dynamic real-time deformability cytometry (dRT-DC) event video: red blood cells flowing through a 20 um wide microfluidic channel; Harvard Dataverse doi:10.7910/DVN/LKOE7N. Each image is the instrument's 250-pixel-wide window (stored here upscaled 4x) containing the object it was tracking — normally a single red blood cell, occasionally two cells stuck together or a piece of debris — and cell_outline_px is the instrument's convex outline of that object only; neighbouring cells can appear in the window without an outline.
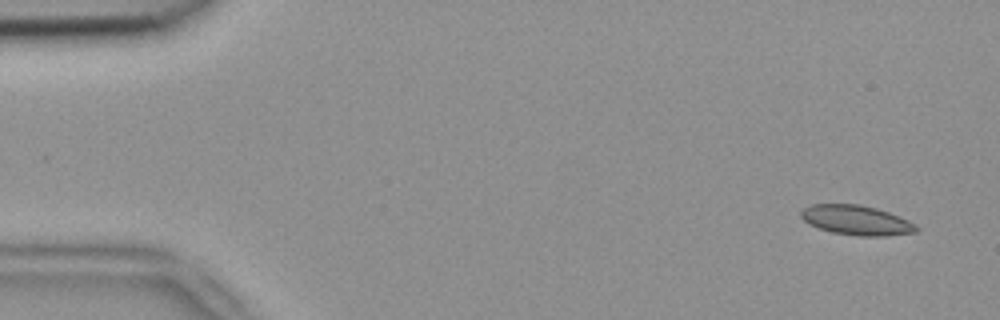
{"species": "common noctule bat (a hibernating species)", "species_latin": "Nyctalus noctula", "temperature_condition": "room temperature", "stored_images_in_passage": 4, "camera_frame_rate_fps": 3000, "um_per_image_px": 0.085, "animal": {"sex": "female", "body_mass_g": 18.4}, "frame": {"image": 1, "passage_image": 1, "time_ms": 0.0, "image_size_px": [1000, 320], "cell_outline_px": [[920, 228], [916, 232], [888, 236], [860, 236], [832, 232], [808, 224], [800, 216], [800, 212], [804, 208], [812, 204], [860, 204], [876, 208], [900, 216], [916, 224]], "centroid_in_image_um": [72.82, 18.72], "position_along_channel_um": 12.2, "area_um2": 20.06}}